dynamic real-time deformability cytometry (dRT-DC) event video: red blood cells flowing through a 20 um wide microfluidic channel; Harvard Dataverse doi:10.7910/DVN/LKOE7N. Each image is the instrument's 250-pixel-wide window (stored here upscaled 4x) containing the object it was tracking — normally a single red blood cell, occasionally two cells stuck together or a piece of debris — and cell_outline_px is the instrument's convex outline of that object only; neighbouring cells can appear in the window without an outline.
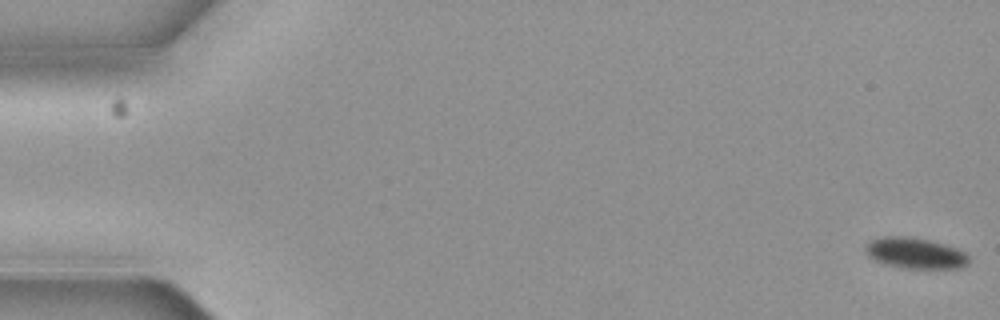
{"species": "common noctule bat (a hibernating species)", "species_latin": "Nyctalus noctula", "temperature_condition": "cold", "stored_images_in_passage": 5, "camera_frame_rate_fps": 3000, "um_per_image_px": 0.085, "animal": {"sex": "female", "body_mass_g": 19.3, "forearm_length_mm": 54.1}, "frame": {"image": 1, "passage_image": 1, "time_ms": 0.0, "image_size_px": [1000, 320], "cell_outline_px": [[968, 264], [960, 268], [904, 268], [888, 264], [876, 260], [868, 256], [864, 248], [872, 240], [884, 236], [904, 236], [928, 240], [956, 248], [964, 252], [968, 256]], "centroid_in_image_um": [77.8, 21.52], "position_along_channel_um": 7.2, "area_um2": 18.21}}
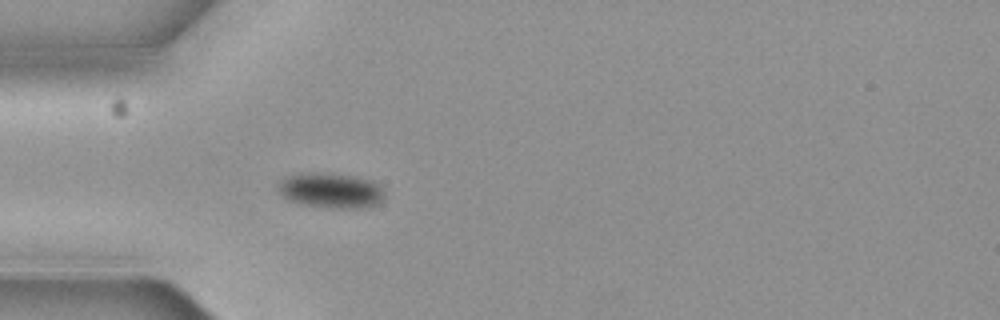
{"frame": {"image": 2, "passage_image": 5, "time_ms": 1.333, "image_size_px": [1000, 320], "cell_outline_px": [[384, 200], [380, 204], [364, 208], [328, 208], [300, 204], [288, 200], [276, 188], [276, 184], [284, 176], [300, 172], [328, 172], [352, 176], [372, 180], [380, 184], [384, 188]], "centroid_in_image_um": [28.12, 16.18], "position_along_channel_um": 56.9, "area_um2": 22.66}}